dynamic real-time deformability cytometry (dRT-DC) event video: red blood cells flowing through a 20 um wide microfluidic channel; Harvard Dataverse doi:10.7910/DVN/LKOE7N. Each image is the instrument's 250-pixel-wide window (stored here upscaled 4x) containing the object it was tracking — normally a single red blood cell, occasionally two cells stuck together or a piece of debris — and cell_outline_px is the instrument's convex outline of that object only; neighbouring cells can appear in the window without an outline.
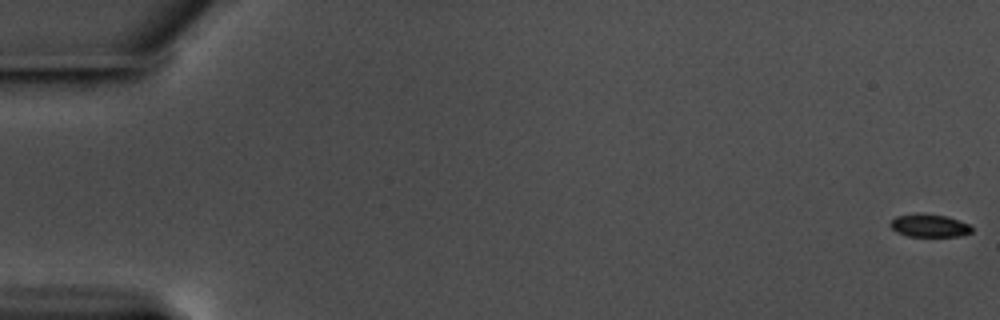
{"species": "common noctule bat (a hibernating species)", "species_latin": "Nyctalus noctula", "temperature_condition": "warm", "stored_images_in_passage": 59, "camera_frame_rate_fps": 3000, "um_per_image_px": 0.085, "animal": {"sex": "male", "body_mass_g": 17.5, "forearm_length_mm": 52.3}, "frame": {"image": 1, "passage_image": 1, "time_ms": 0.0, "image_size_px": [1000, 320], "cell_outline_px": [[972, 232], [960, 236], [908, 236], [896, 232], [888, 224], [896, 216], [948, 216], [968, 224], [972, 228]], "centroid_in_image_um": [79.02, 19.22], "position_along_channel_um": 6.0, "area_um2": 10.23}}
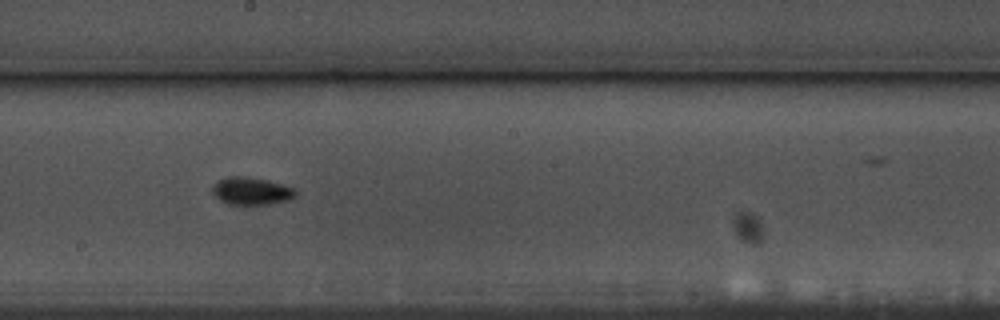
{"frame": {"image": 2, "passage_image": 34, "time_ms": 11.0, "image_size_px": [1000, 320], "cell_outline_px": [[296, 196], [288, 200], [272, 204], [244, 208], [228, 204], [220, 200], [212, 192], [212, 188], [220, 180], [228, 176], [244, 176], [264, 180], [296, 188]], "centroid_in_image_um": [21.38, 16.3], "position_along_channel_um": 226.8, "area_um2": 13.76}}
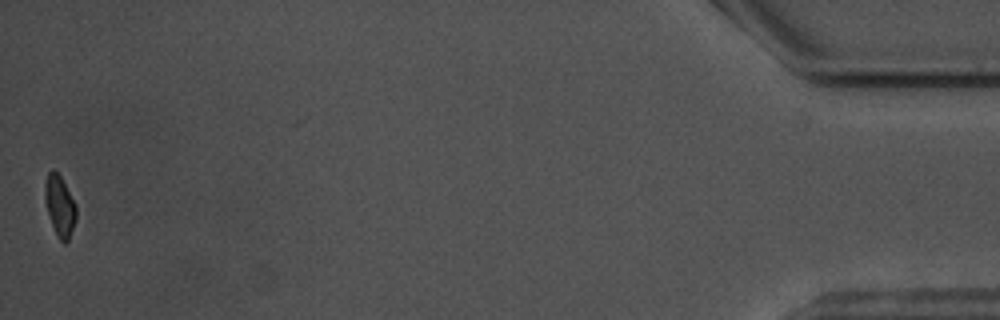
{"frame": {"image": 3, "passage_image": 59, "time_ms": 19.333, "image_size_px": [1000, 320], "cell_outline_px": [[76, 220], [68, 240], [64, 244], [56, 236], [48, 212], [44, 196], [44, 184], [48, 172], [52, 168], [60, 176], [76, 204]], "centroid_in_image_um": [5.07, 17.5], "position_along_channel_um": 430.1, "area_um2": 11.04}, "authors_computed_cell_mechanics": {"area_um2": 11.9646, "velocity_mm_per_s": 3.5477, "shape_relaxation_time_tau1_ms": 2.4118, "shape_relaxation_time_tau2_ms": null, "deformation_change_tau1": 0.1102, "deformation_change_tau2": null}}